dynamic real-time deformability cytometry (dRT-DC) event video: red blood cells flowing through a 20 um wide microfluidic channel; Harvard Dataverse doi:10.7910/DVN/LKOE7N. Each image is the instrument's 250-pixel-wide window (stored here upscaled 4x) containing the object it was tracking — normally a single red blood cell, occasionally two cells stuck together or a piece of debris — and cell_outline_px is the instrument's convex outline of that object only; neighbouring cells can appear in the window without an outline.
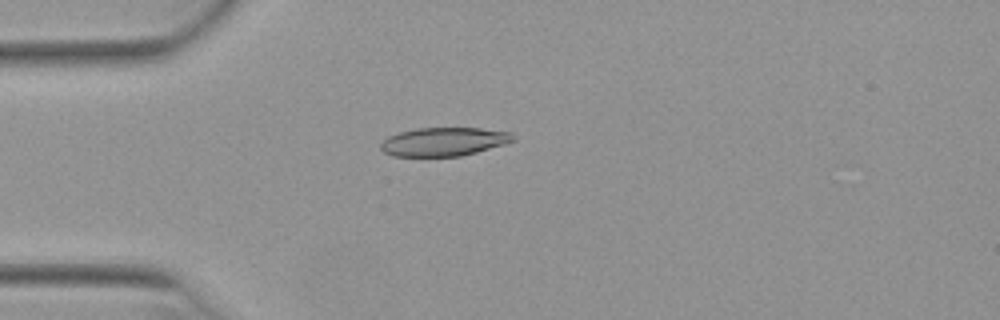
{"species": "Egyptian fruit bat (a non-hibernating species)", "species_latin": "Rousettus aegyptiacus", "temperature_condition": "warm", "stored_images_in_passage": 52, "camera_frame_rate_fps": 3000, "um_per_image_px": 0.085, "animal": {"sex": "female"}, "frame": {"image": 1, "passage_image": 14, "time_ms": 4.333, "image_size_px": [1000, 320], "cell_outline_px": [[516, 140], [504, 144], [476, 152], [460, 156], [392, 156], [384, 152], [380, 148], [380, 144], [388, 136], [400, 132], [416, 128], [480, 128], [512, 132]], "centroid_in_image_um": [37.73, 12.04], "position_along_channel_um": 47.3, "area_um2": 22.02}}
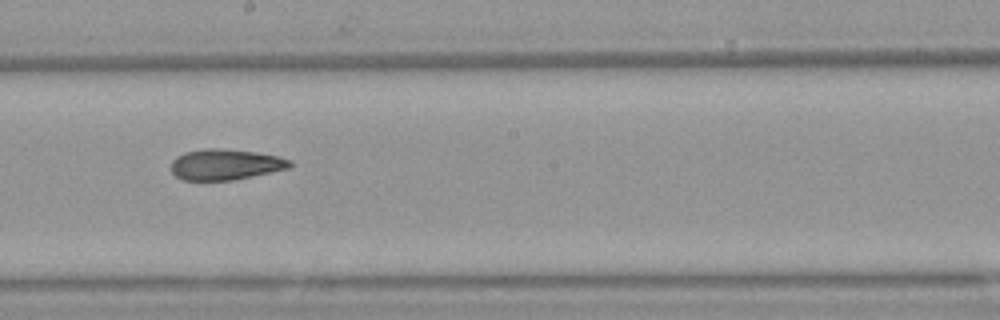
{"frame": {"image": 2, "passage_image": 29, "time_ms": 9.333, "image_size_px": [1000, 320], "cell_outline_px": [[292, 164], [288, 168], [252, 176], [232, 180], [180, 180], [172, 172], [172, 160], [176, 156], [184, 152], [204, 148], [216, 148], [256, 152], [276, 156], [292, 160]], "centroid_in_image_um": [19.12, 13.98], "position_along_channel_um": 229.1, "area_um2": 21.21}}
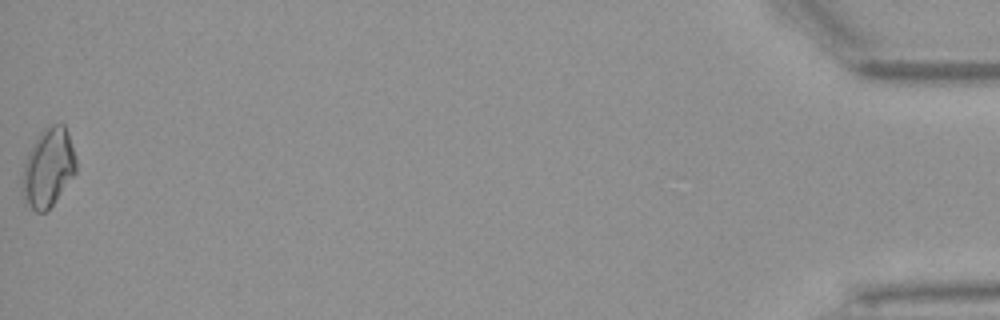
{"frame": {"image": 3, "passage_image": 52, "time_ms": 17.0, "image_size_px": [1000, 320], "cell_outline_px": [[76, 172], [52, 204], [44, 212], [36, 212], [24, 200], [24, 164], [28, 152], [40, 132], [44, 128], [52, 124], [64, 124], [68, 132], [76, 160]], "centroid_in_image_um": [4.12, 14.21], "position_along_channel_um": 431.1, "area_um2": 23.93}, "authors_computed_cell_mechanics": {"area_um2": 21.8484, "velocity_mm_per_s": 3.9433, "shape_relaxation_time_tau1_ms": null, "shape_relaxation_time_tau2_ms": 3.9775, "deformation_change_tau1": null, "deformation_change_tau2": 0.1099}}